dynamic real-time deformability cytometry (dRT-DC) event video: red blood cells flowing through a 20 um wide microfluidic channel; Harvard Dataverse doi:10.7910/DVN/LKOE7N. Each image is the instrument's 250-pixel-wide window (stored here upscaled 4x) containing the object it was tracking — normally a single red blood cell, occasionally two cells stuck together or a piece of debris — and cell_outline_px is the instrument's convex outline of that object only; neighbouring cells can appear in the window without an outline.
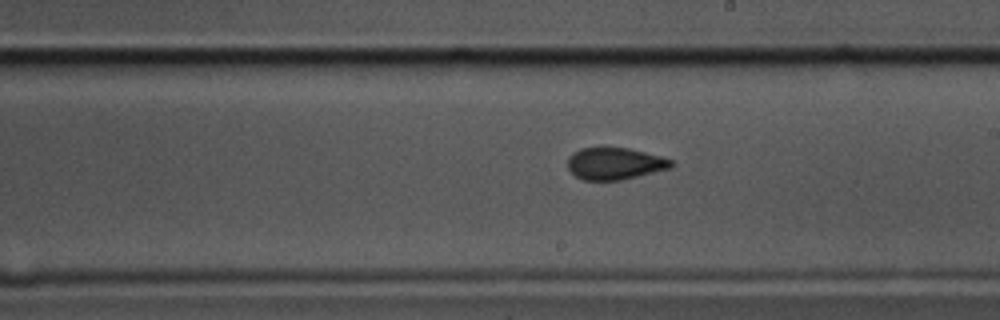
{"species": "common noctule bat (a hibernating species)", "species_latin": "Nyctalus noctula", "temperature_condition": "cold", "stored_images_in_passage": 39, "camera_frame_rate_fps": 3000, "um_per_image_px": 0.085, "animal": {"sex": "male", "body_mass_g": 17.5, "forearm_length_mm": 52.3}, "frame": {"image": 1, "passage_image": 18, "time_ms": 5.667, "image_size_px": [1000, 320], "cell_outline_px": [[676, 164], [672, 168], [620, 180], [584, 180], [576, 176], [568, 168], [568, 156], [572, 152], [580, 148], [628, 148], [660, 156], [672, 160]], "centroid_in_image_um": [52.27, 13.9], "position_along_channel_um": 236.7, "area_um2": 19.25}}
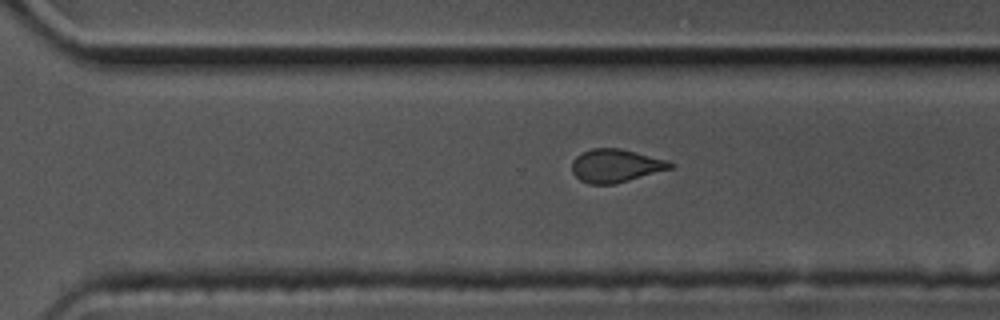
{"frame": {"image": 2, "passage_image": 25, "time_ms": 8.0, "image_size_px": [1000, 320], "cell_outline_px": [[676, 164], [672, 168], [628, 180], [612, 184], [588, 184], [580, 180], [572, 172], [572, 160], [576, 156], [592, 148], [620, 148], [668, 160]], "centroid_in_image_um": [52.33, 14.08], "position_along_channel_um": 318.3, "area_um2": 18.9}}
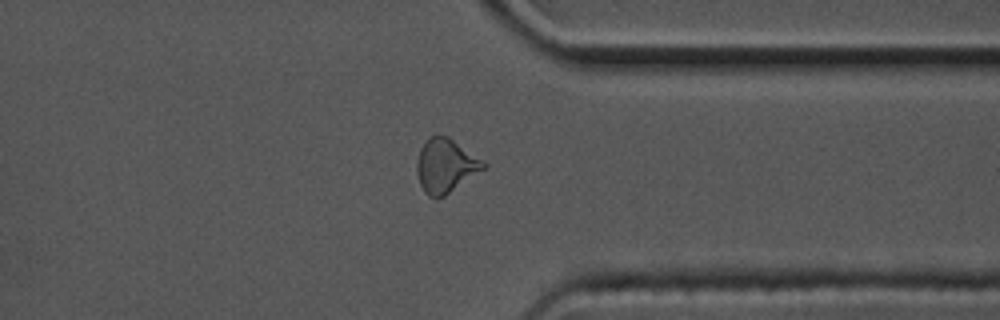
{"frame": {"image": 3, "passage_image": 30, "time_ms": 9.667, "image_size_px": [1000, 320], "cell_outline_px": [[488, 168], [444, 196], [428, 196], [424, 192], [420, 184], [416, 172], [416, 164], [420, 148], [432, 136], [448, 136], [484, 160], [488, 164]], "centroid_in_image_um": [37.92, 14.09], "position_along_channel_um": 373.5, "area_um2": 20.98}}